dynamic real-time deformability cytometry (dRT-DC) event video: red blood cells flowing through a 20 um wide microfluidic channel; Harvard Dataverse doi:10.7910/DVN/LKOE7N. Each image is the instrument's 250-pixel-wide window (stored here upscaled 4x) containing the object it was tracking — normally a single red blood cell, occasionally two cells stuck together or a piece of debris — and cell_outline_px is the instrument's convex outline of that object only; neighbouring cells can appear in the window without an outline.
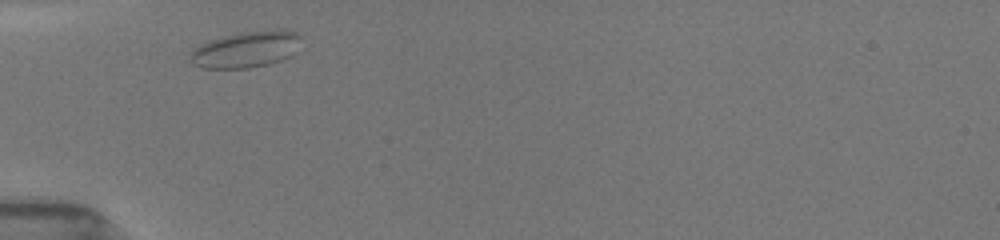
{"species": "common noctule bat (a hibernating species)", "species_latin": "Nyctalus noctula", "temperature_condition": "room temperature", "stored_images_in_passage": 32, "camera_frame_rate_fps": 3000, "um_per_image_px": 0.085, "animal": {"sex": "female", "body_mass_g": 19.5, "forearm_length_mm": 54.1}, "frame": {"image": 1, "passage_image": 1, "time_ms": 0.0, "image_size_px": [1000, 240], "cell_outline_px": [[300, 36], [288, 56], [280, 60], [268, 64], [248, 68], [204, 68], [196, 64], [192, 60], [192, 52], [200, 44], [224, 36], [240, 32], [296, 32]], "centroid_in_image_um": [20.82, 4.24], "position_along_channel_um": 64.2, "area_um2": 21.91}}
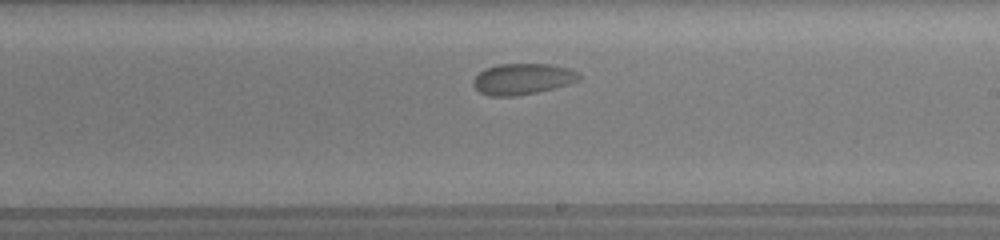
{"frame": {"image": 2, "passage_image": 16, "time_ms": 5.0, "image_size_px": [1000, 240], "cell_outline_px": [[580, 80], [568, 84], [536, 92], [516, 96], [488, 96], [480, 92], [472, 84], [472, 80], [484, 68], [500, 64], [552, 64], [568, 68], [580, 72]], "centroid_in_image_um": [44.41, 6.71], "position_along_channel_um": 244.6, "area_um2": 19.19}}
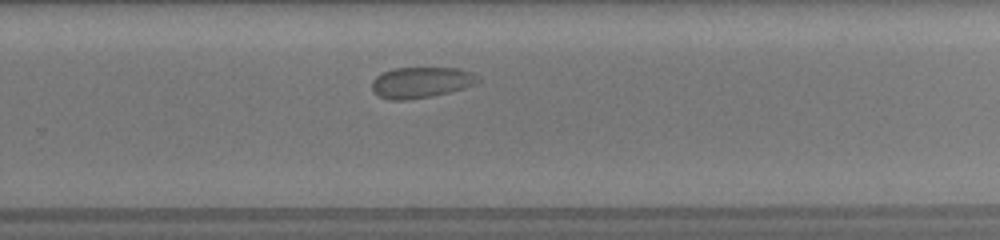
{"frame": {"image": 3, "passage_image": 23, "time_ms": 6.333, "image_size_px": [1000, 240], "cell_outline_px": [[480, 80], [476, 84], [448, 92], [432, 96], [408, 100], [392, 100], [380, 96], [372, 88], [372, 80], [376, 76], [392, 68], [460, 68], [472, 72]], "centroid_in_image_um": [35.8, 7.0], "position_along_channel_um": 294.0, "area_um2": 18.96}}